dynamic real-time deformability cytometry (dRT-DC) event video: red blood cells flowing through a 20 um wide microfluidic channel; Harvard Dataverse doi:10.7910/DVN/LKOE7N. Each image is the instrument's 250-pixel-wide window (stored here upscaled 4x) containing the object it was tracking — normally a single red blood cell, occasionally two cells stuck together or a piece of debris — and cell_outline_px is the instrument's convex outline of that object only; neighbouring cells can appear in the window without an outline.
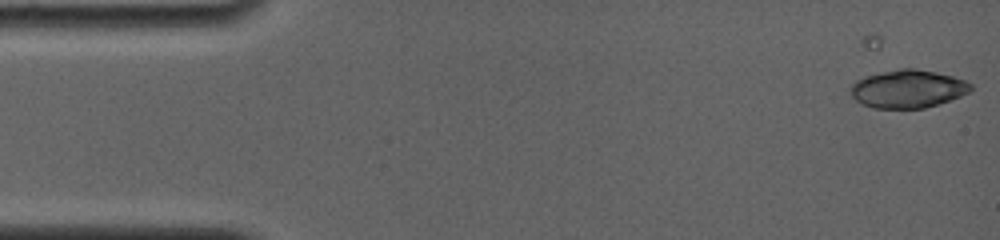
{"species": "common noctule bat (a hibernating species)", "species_latin": "Nyctalus noctula", "temperature_condition": "room temperature", "stored_images_in_passage": 9, "camera_frame_rate_fps": 4000, "um_per_image_px": 0.085, "animal": {"sex": "female", "body_mass_g": 19.0, "forearm_length_mm": 56.7}, "frame": {"image": 1, "passage_image": 9, "time_ms": 1.25, "image_size_px": [1000, 240], "cell_outline_px": [[972, 88], [968, 92], [960, 96], [924, 108], [872, 108], [860, 104], [852, 96], [848, 88], [856, 80], [864, 76], [880, 72], [900, 68], [916, 68], [936, 72], [952, 76], [964, 80], [972, 84]], "centroid_in_image_um": [77.11, 7.54], "position_along_channel_um": 7.9, "area_um2": 26.7}}